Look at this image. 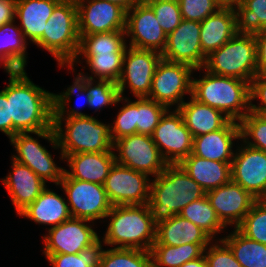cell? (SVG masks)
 <instances>
[{"instance_id":"1","label":"cell","mask_w":266,"mask_h":267,"mask_svg":"<svg viewBox=\"0 0 266 267\" xmlns=\"http://www.w3.org/2000/svg\"><path fill=\"white\" fill-rule=\"evenodd\" d=\"M1 91L9 103L12 137L30 132L59 149L53 128V93L34 84L25 70L9 74V83Z\"/></svg>"},{"instance_id":"2","label":"cell","mask_w":266,"mask_h":267,"mask_svg":"<svg viewBox=\"0 0 266 267\" xmlns=\"http://www.w3.org/2000/svg\"><path fill=\"white\" fill-rule=\"evenodd\" d=\"M66 109L68 107L53 108V128L61 149L60 159L65 161L68 155L76 153L113 151L110 124H104L79 109Z\"/></svg>"},{"instance_id":"3","label":"cell","mask_w":266,"mask_h":267,"mask_svg":"<svg viewBox=\"0 0 266 267\" xmlns=\"http://www.w3.org/2000/svg\"><path fill=\"white\" fill-rule=\"evenodd\" d=\"M103 243L115 248L150 251L156 240V216L149 204L112 206Z\"/></svg>"},{"instance_id":"4","label":"cell","mask_w":266,"mask_h":267,"mask_svg":"<svg viewBox=\"0 0 266 267\" xmlns=\"http://www.w3.org/2000/svg\"><path fill=\"white\" fill-rule=\"evenodd\" d=\"M192 78V97L198 102L218 109L230 120L239 122L250 112V82L215 75Z\"/></svg>"},{"instance_id":"5","label":"cell","mask_w":266,"mask_h":267,"mask_svg":"<svg viewBox=\"0 0 266 267\" xmlns=\"http://www.w3.org/2000/svg\"><path fill=\"white\" fill-rule=\"evenodd\" d=\"M150 183L149 206L156 219L178 215L206 191L179 164H168Z\"/></svg>"},{"instance_id":"6","label":"cell","mask_w":266,"mask_h":267,"mask_svg":"<svg viewBox=\"0 0 266 267\" xmlns=\"http://www.w3.org/2000/svg\"><path fill=\"white\" fill-rule=\"evenodd\" d=\"M35 44L52 54L58 64H71L76 59L80 46L76 1L61 0L55 6Z\"/></svg>"},{"instance_id":"7","label":"cell","mask_w":266,"mask_h":267,"mask_svg":"<svg viewBox=\"0 0 266 267\" xmlns=\"http://www.w3.org/2000/svg\"><path fill=\"white\" fill-rule=\"evenodd\" d=\"M203 68L196 70H207L215 75L251 82L257 76L255 35L236 33L222 47L206 57Z\"/></svg>"},{"instance_id":"8","label":"cell","mask_w":266,"mask_h":267,"mask_svg":"<svg viewBox=\"0 0 266 267\" xmlns=\"http://www.w3.org/2000/svg\"><path fill=\"white\" fill-rule=\"evenodd\" d=\"M196 71L191 66L176 63L161 58L157 64L151 91L147 98L171 109H178L184 102L185 94L192 96L193 72Z\"/></svg>"},{"instance_id":"9","label":"cell","mask_w":266,"mask_h":267,"mask_svg":"<svg viewBox=\"0 0 266 267\" xmlns=\"http://www.w3.org/2000/svg\"><path fill=\"white\" fill-rule=\"evenodd\" d=\"M67 196L72 217L92 221L104 219L112 204L102 184L70 178L65 172L59 183Z\"/></svg>"},{"instance_id":"10","label":"cell","mask_w":266,"mask_h":267,"mask_svg":"<svg viewBox=\"0 0 266 267\" xmlns=\"http://www.w3.org/2000/svg\"><path fill=\"white\" fill-rule=\"evenodd\" d=\"M116 163L147 174L158 176L168 163L162 157L150 135L132 134L113 142Z\"/></svg>"},{"instance_id":"11","label":"cell","mask_w":266,"mask_h":267,"mask_svg":"<svg viewBox=\"0 0 266 267\" xmlns=\"http://www.w3.org/2000/svg\"><path fill=\"white\" fill-rule=\"evenodd\" d=\"M149 176L114 163L104 181V189L112 206L144 205L150 200Z\"/></svg>"},{"instance_id":"12","label":"cell","mask_w":266,"mask_h":267,"mask_svg":"<svg viewBox=\"0 0 266 267\" xmlns=\"http://www.w3.org/2000/svg\"><path fill=\"white\" fill-rule=\"evenodd\" d=\"M161 58V53L153 50L127 47L123 58L122 73L117 82L119 95L123 97L128 87L136 98L148 97L153 76Z\"/></svg>"},{"instance_id":"13","label":"cell","mask_w":266,"mask_h":267,"mask_svg":"<svg viewBox=\"0 0 266 267\" xmlns=\"http://www.w3.org/2000/svg\"><path fill=\"white\" fill-rule=\"evenodd\" d=\"M168 109L151 135L168 164H179L192 153L193 136L178 109Z\"/></svg>"},{"instance_id":"14","label":"cell","mask_w":266,"mask_h":267,"mask_svg":"<svg viewBox=\"0 0 266 267\" xmlns=\"http://www.w3.org/2000/svg\"><path fill=\"white\" fill-rule=\"evenodd\" d=\"M89 220L74 218L48 228V234L43 236L44 254H77L90 247L100 237L88 225Z\"/></svg>"},{"instance_id":"15","label":"cell","mask_w":266,"mask_h":267,"mask_svg":"<svg viewBox=\"0 0 266 267\" xmlns=\"http://www.w3.org/2000/svg\"><path fill=\"white\" fill-rule=\"evenodd\" d=\"M126 37L129 46L153 50L162 54L167 43V34L157 22L153 9L141 2L126 12Z\"/></svg>"},{"instance_id":"16","label":"cell","mask_w":266,"mask_h":267,"mask_svg":"<svg viewBox=\"0 0 266 267\" xmlns=\"http://www.w3.org/2000/svg\"><path fill=\"white\" fill-rule=\"evenodd\" d=\"M231 162V180L257 200L266 199V152L243 143Z\"/></svg>"},{"instance_id":"17","label":"cell","mask_w":266,"mask_h":267,"mask_svg":"<svg viewBox=\"0 0 266 267\" xmlns=\"http://www.w3.org/2000/svg\"><path fill=\"white\" fill-rule=\"evenodd\" d=\"M79 35L107 33L126 28V11L105 0H78Z\"/></svg>"},{"instance_id":"18","label":"cell","mask_w":266,"mask_h":267,"mask_svg":"<svg viewBox=\"0 0 266 267\" xmlns=\"http://www.w3.org/2000/svg\"><path fill=\"white\" fill-rule=\"evenodd\" d=\"M161 55L165 60L183 63L195 70L203 68L207 56L201 49L200 22L182 20L167 35L166 47Z\"/></svg>"},{"instance_id":"19","label":"cell","mask_w":266,"mask_h":267,"mask_svg":"<svg viewBox=\"0 0 266 267\" xmlns=\"http://www.w3.org/2000/svg\"><path fill=\"white\" fill-rule=\"evenodd\" d=\"M9 140L17 153L12 156V159L27 165L45 182L50 181L59 185L65 169L57 166L50 152L37 138H33L30 132H27L17 133Z\"/></svg>"},{"instance_id":"20","label":"cell","mask_w":266,"mask_h":267,"mask_svg":"<svg viewBox=\"0 0 266 267\" xmlns=\"http://www.w3.org/2000/svg\"><path fill=\"white\" fill-rule=\"evenodd\" d=\"M206 197L226 228L227 225L236 228L257 200L233 180L207 191Z\"/></svg>"},{"instance_id":"21","label":"cell","mask_w":266,"mask_h":267,"mask_svg":"<svg viewBox=\"0 0 266 267\" xmlns=\"http://www.w3.org/2000/svg\"><path fill=\"white\" fill-rule=\"evenodd\" d=\"M12 172L2 178L3 185L11 197L17 215L33 203L47 187L46 182L27 165L12 159Z\"/></svg>"},{"instance_id":"22","label":"cell","mask_w":266,"mask_h":267,"mask_svg":"<svg viewBox=\"0 0 266 267\" xmlns=\"http://www.w3.org/2000/svg\"><path fill=\"white\" fill-rule=\"evenodd\" d=\"M240 140L239 123L230 120L222 129L193 137L192 154L220 162H232L234 140Z\"/></svg>"},{"instance_id":"23","label":"cell","mask_w":266,"mask_h":267,"mask_svg":"<svg viewBox=\"0 0 266 267\" xmlns=\"http://www.w3.org/2000/svg\"><path fill=\"white\" fill-rule=\"evenodd\" d=\"M211 241L214 240L205 231L179 214L156 220V240L153 245L210 244Z\"/></svg>"},{"instance_id":"24","label":"cell","mask_w":266,"mask_h":267,"mask_svg":"<svg viewBox=\"0 0 266 267\" xmlns=\"http://www.w3.org/2000/svg\"><path fill=\"white\" fill-rule=\"evenodd\" d=\"M115 151L86 152L68 155L65 159L70 171L65 173L73 179L104 184L115 161Z\"/></svg>"},{"instance_id":"25","label":"cell","mask_w":266,"mask_h":267,"mask_svg":"<svg viewBox=\"0 0 266 267\" xmlns=\"http://www.w3.org/2000/svg\"><path fill=\"white\" fill-rule=\"evenodd\" d=\"M236 14L234 9H218L200 22L202 52L208 56L228 42L235 34Z\"/></svg>"},{"instance_id":"26","label":"cell","mask_w":266,"mask_h":267,"mask_svg":"<svg viewBox=\"0 0 266 267\" xmlns=\"http://www.w3.org/2000/svg\"><path fill=\"white\" fill-rule=\"evenodd\" d=\"M66 201L65 198L46 187L36 200L18 215L33 220L39 225L54 227L72 217Z\"/></svg>"},{"instance_id":"27","label":"cell","mask_w":266,"mask_h":267,"mask_svg":"<svg viewBox=\"0 0 266 267\" xmlns=\"http://www.w3.org/2000/svg\"><path fill=\"white\" fill-rule=\"evenodd\" d=\"M179 165L206 192L231 180V162L204 159L191 153Z\"/></svg>"},{"instance_id":"28","label":"cell","mask_w":266,"mask_h":267,"mask_svg":"<svg viewBox=\"0 0 266 267\" xmlns=\"http://www.w3.org/2000/svg\"><path fill=\"white\" fill-rule=\"evenodd\" d=\"M61 0H17L15 19L20 20V29L25 39L35 43L42 35L55 6ZM28 37V38H27Z\"/></svg>"},{"instance_id":"29","label":"cell","mask_w":266,"mask_h":267,"mask_svg":"<svg viewBox=\"0 0 266 267\" xmlns=\"http://www.w3.org/2000/svg\"><path fill=\"white\" fill-rule=\"evenodd\" d=\"M178 111L193 137L220 130L230 121L218 109L202 104L192 96L180 105Z\"/></svg>"},{"instance_id":"30","label":"cell","mask_w":266,"mask_h":267,"mask_svg":"<svg viewBox=\"0 0 266 267\" xmlns=\"http://www.w3.org/2000/svg\"><path fill=\"white\" fill-rule=\"evenodd\" d=\"M125 30L92 35H80V46L76 59L71 64H58L61 68L67 66L74 71V63L80 56H92L99 53H118L127 43Z\"/></svg>"},{"instance_id":"31","label":"cell","mask_w":266,"mask_h":267,"mask_svg":"<svg viewBox=\"0 0 266 267\" xmlns=\"http://www.w3.org/2000/svg\"><path fill=\"white\" fill-rule=\"evenodd\" d=\"M209 244L187 243L179 246L152 245L153 267H181L184 263L201 257Z\"/></svg>"},{"instance_id":"32","label":"cell","mask_w":266,"mask_h":267,"mask_svg":"<svg viewBox=\"0 0 266 267\" xmlns=\"http://www.w3.org/2000/svg\"><path fill=\"white\" fill-rule=\"evenodd\" d=\"M222 240L230 247L242 267H266V245L251 240L236 228Z\"/></svg>"},{"instance_id":"33","label":"cell","mask_w":266,"mask_h":267,"mask_svg":"<svg viewBox=\"0 0 266 267\" xmlns=\"http://www.w3.org/2000/svg\"><path fill=\"white\" fill-rule=\"evenodd\" d=\"M179 215L200 227L213 240L216 238V234L226 229V226L218 218L215 209L211 206L206 195L189 203L182 209Z\"/></svg>"},{"instance_id":"34","label":"cell","mask_w":266,"mask_h":267,"mask_svg":"<svg viewBox=\"0 0 266 267\" xmlns=\"http://www.w3.org/2000/svg\"><path fill=\"white\" fill-rule=\"evenodd\" d=\"M15 20L0 27L3 41V57L17 70H25L28 45L22 30L14 25Z\"/></svg>"},{"instance_id":"35","label":"cell","mask_w":266,"mask_h":267,"mask_svg":"<svg viewBox=\"0 0 266 267\" xmlns=\"http://www.w3.org/2000/svg\"><path fill=\"white\" fill-rule=\"evenodd\" d=\"M128 45L126 44L118 53H99L92 56L84 57L87 65L94 76H87L89 79L107 80L117 84L122 73V65L125 51Z\"/></svg>"},{"instance_id":"36","label":"cell","mask_w":266,"mask_h":267,"mask_svg":"<svg viewBox=\"0 0 266 267\" xmlns=\"http://www.w3.org/2000/svg\"><path fill=\"white\" fill-rule=\"evenodd\" d=\"M234 10L237 33L255 34L266 29V0H241Z\"/></svg>"},{"instance_id":"37","label":"cell","mask_w":266,"mask_h":267,"mask_svg":"<svg viewBox=\"0 0 266 267\" xmlns=\"http://www.w3.org/2000/svg\"><path fill=\"white\" fill-rule=\"evenodd\" d=\"M150 251L111 247L103 251L99 267H150Z\"/></svg>"},{"instance_id":"38","label":"cell","mask_w":266,"mask_h":267,"mask_svg":"<svg viewBox=\"0 0 266 267\" xmlns=\"http://www.w3.org/2000/svg\"><path fill=\"white\" fill-rule=\"evenodd\" d=\"M99 238L90 247L77 254H44L53 267H99L104 251Z\"/></svg>"},{"instance_id":"39","label":"cell","mask_w":266,"mask_h":267,"mask_svg":"<svg viewBox=\"0 0 266 267\" xmlns=\"http://www.w3.org/2000/svg\"><path fill=\"white\" fill-rule=\"evenodd\" d=\"M168 108L147 97L136 98L135 118L138 134L152 135Z\"/></svg>"},{"instance_id":"40","label":"cell","mask_w":266,"mask_h":267,"mask_svg":"<svg viewBox=\"0 0 266 267\" xmlns=\"http://www.w3.org/2000/svg\"><path fill=\"white\" fill-rule=\"evenodd\" d=\"M236 229L245 237L266 245V199L256 200Z\"/></svg>"},{"instance_id":"41","label":"cell","mask_w":266,"mask_h":267,"mask_svg":"<svg viewBox=\"0 0 266 267\" xmlns=\"http://www.w3.org/2000/svg\"><path fill=\"white\" fill-rule=\"evenodd\" d=\"M95 81L86 76L85 89L90 97L89 108H96L95 111L97 112L103 106L116 105L121 102V96L119 95L116 83L107 80Z\"/></svg>"},{"instance_id":"42","label":"cell","mask_w":266,"mask_h":267,"mask_svg":"<svg viewBox=\"0 0 266 267\" xmlns=\"http://www.w3.org/2000/svg\"><path fill=\"white\" fill-rule=\"evenodd\" d=\"M238 123L242 143L266 152V117L249 112Z\"/></svg>"},{"instance_id":"43","label":"cell","mask_w":266,"mask_h":267,"mask_svg":"<svg viewBox=\"0 0 266 267\" xmlns=\"http://www.w3.org/2000/svg\"><path fill=\"white\" fill-rule=\"evenodd\" d=\"M154 11L157 22L168 35L183 20L178 1L144 0Z\"/></svg>"},{"instance_id":"44","label":"cell","mask_w":266,"mask_h":267,"mask_svg":"<svg viewBox=\"0 0 266 267\" xmlns=\"http://www.w3.org/2000/svg\"><path fill=\"white\" fill-rule=\"evenodd\" d=\"M121 101L127 104L119 110L116 120L110 124V133L112 141H116L121 137L137 134V125L135 118V101L127 97H121Z\"/></svg>"},{"instance_id":"45","label":"cell","mask_w":266,"mask_h":267,"mask_svg":"<svg viewBox=\"0 0 266 267\" xmlns=\"http://www.w3.org/2000/svg\"><path fill=\"white\" fill-rule=\"evenodd\" d=\"M216 240L215 244L210 243L203 253L208 267H242L230 247L221 238Z\"/></svg>"},{"instance_id":"46","label":"cell","mask_w":266,"mask_h":267,"mask_svg":"<svg viewBox=\"0 0 266 267\" xmlns=\"http://www.w3.org/2000/svg\"><path fill=\"white\" fill-rule=\"evenodd\" d=\"M178 4L183 20L198 22H202L219 9L213 0H179Z\"/></svg>"},{"instance_id":"47","label":"cell","mask_w":266,"mask_h":267,"mask_svg":"<svg viewBox=\"0 0 266 267\" xmlns=\"http://www.w3.org/2000/svg\"><path fill=\"white\" fill-rule=\"evenodd\" d=\"M74 79L73 85L67 87L65 92L63 91L60 94L53 93V108H66V105L69 103L68 101L72 99V95H74L76 92L84 96L86 104L89 106L88 104L90 97L85 89L86 76L80 72L76 77H74Z\"/></svg>"},{"instance_id":"48","label":"cell","mask_w":266,"mask_h":267,"mask_svg":"<svg viewBox=\"0 0 266 267\" xmlns=\"http://www.w3.org/2000/svg\"><path fill=\"white\" fill-rule=\"evenodd\" d=\"M256 99L259 105L252 103ZM250 112L266 117V75H257L250 82Z\"/></svg>"},{"instance_id":"49","label":"cell","mask_w":266,"mask_h":267,"mask_svg":"<svg viewBox=\"0 0 266 267\" xmlns=\"http://www.w3.org/2000/svg\"><path fill=\"white\" fill-rule=\"evenodd\" d=\"M254 35L257 51V75H266V29Z\"/></svg>"},{"instance_id":"50","label":"cell","mask_w":266,"mask_h":267,"mask_svg":"<svg viewBox=\"0 0 266 267\" xmlns=\"http://www.w3.org/2000/svg\"><path fill=\"white\" fill-rule=\"evenodd\" d=\"M0 131L9 139L12 137V118H10L9 103L6 95L0 91Z\"/></svg>"},{"instance_id":"51","label":"cell","mask_w":266,"mask_h":267,"mask_svg":"<svg viewBox=\"0 0 266 267\" xmlns=\"http://www.w3.org/2000/svg\"><path fill=\"white\" fill-rule=\"evenodd\" d=\"M17 0H0V27L15 20V7Z\"/></svg>"},{"instance_id":"52","label":"cell","mask_w":266,"mask_h":267,"mask_svg":"<svg viewBox=\"0 0 266 267\" xmlns=\"http://www.w3.org/2000/svg\"><path fill=\"white\" fill-rule=\"evenodd\" d=\"M105 1H109L111 3L117 4L127 12L132 7L143 2L144 0H105Z\"/></svg>"},{"instance_id":"53","label":"cell","mask_w":266,"mask_h":267,"mask_svg":"<svg viewBox=\"0 0 266 267\" xmlns=\"http://www.w3.org/2000/svg\"><path fill=\"white\" fill-rule=\"evenodd\" d=\"M0 64L3 65L4 70L8 74H13L17 70L3 57V41H2V35H0Z\"/></svg>"},{"instance_id":"54","label":"cell","mask_w":266,"mask_h":267,"mask_svg":"<svg viewBox=\"0 0 266 267\" xmlns=\"http://www.w3.org/2000/svg\"><path fill=\"white\" fill-rule=\"evenodd\" d=\"M219 9H235L241 0H213Z\"/></svg>"},{"instance_id":"55","label":"cell","mask_w":266,"mask_h":267,"mask_svg":"<svg viewBox=\"0 0 266 267\" xmlns=\"http://www.w3.org/2000/svg\"><path fill=\"white\" fill-rule=\"evenodd\" d=\"M181 267H208L204 254L192 261L184 263Z\"/></svg>"}]
</instances>
